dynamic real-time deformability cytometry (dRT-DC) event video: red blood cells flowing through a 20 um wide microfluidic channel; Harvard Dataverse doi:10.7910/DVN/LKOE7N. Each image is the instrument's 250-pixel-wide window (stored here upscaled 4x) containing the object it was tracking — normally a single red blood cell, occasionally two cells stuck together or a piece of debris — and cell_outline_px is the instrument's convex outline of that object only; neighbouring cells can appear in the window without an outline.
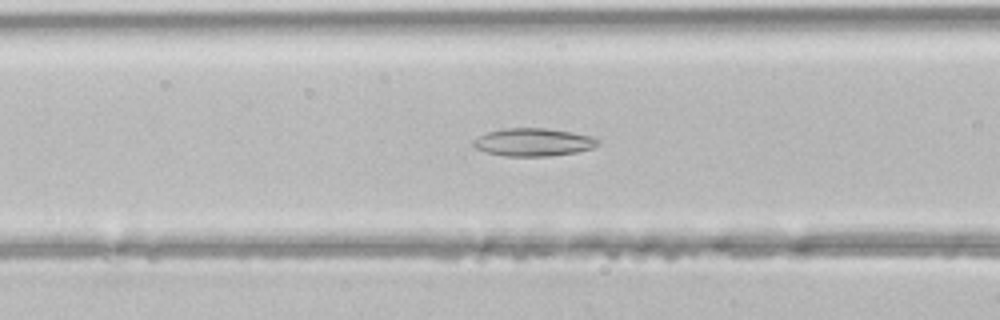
{"species": "common noctule bat (a hibernating species)", "species_latin": "Nyctalus noctula", "temperature_condition": "room temperature", "stored_images_in_passage": 35, "segment_of_instrument_passage": [1, 2], "camera_frame_rate_fps": 3000, "um_per_image_px": 0.085, "animal": {"sex": "male", "body_mass_g": 21.5, "forearm_length_mm": 52.0}, "frame": {"image": 1, "passage_image": 6, "time_ms": 1.667, "image_size_px": [1000, 320], "cell_outline_px": [[600, 144], [592, 148], [576, 152], [548, 156], [504, 156], [488, 152], [476, 148], [472, 144], [472, 140], [488, 132], [508, 128], [544, 128], [572, 132], [592, 136], [600, 140]], "centroid_in_image_um": [45.36, 12.08], "position_along_channel_um": 121.2, "area_um2": 20.11}}
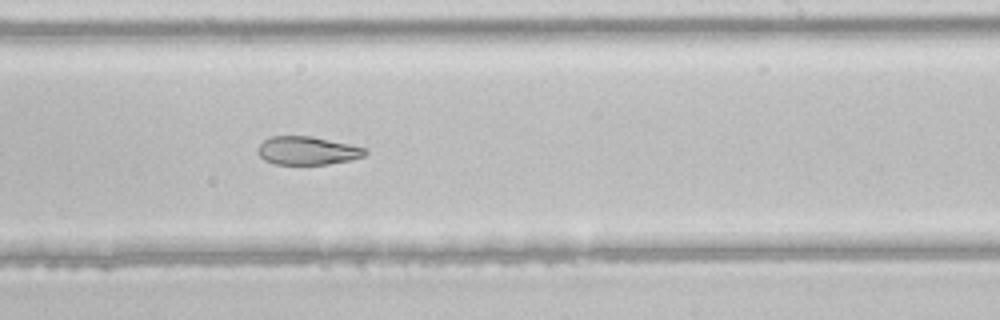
{"frame": {"image": 2, "passage_image": 16, "time_ms": 5.0, "image_size_px": [1000, 320], "cell_outline_px": [[368, 152], [364, 156], [348, 160], [328, 164], [272, 164], [264, 160], [260, 156], [260, 144], [264, 140], [272, 136], [312, 136], [352, 144], [364, 148]], "centroid_in_image_um": [26.15, 12.8], "position_along_channel_um": 262.9, "area_um2": 17.57}}
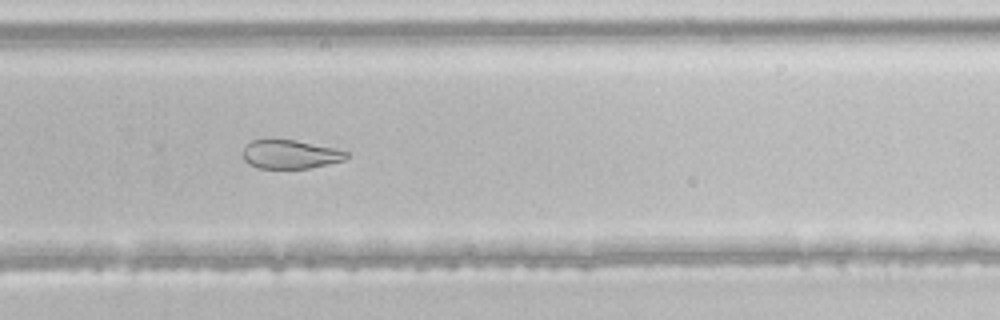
{"frame": {"image": 3, "passage_image": 19, "time_ms": 6.0, "image_size_px": [1000, 320], "cell_outline_px": [[348, 156], [344, 160], [328, 164], [308, 168], [260, 168], [248, 164], [244, 160], [244, 148], [252, 140], [296, 140], [336, 148], [348, 152]], "centroid_in_image_um": [24.7, 13.12], "position_along_channel_um": 305.1, "area_um2": 17.17}}